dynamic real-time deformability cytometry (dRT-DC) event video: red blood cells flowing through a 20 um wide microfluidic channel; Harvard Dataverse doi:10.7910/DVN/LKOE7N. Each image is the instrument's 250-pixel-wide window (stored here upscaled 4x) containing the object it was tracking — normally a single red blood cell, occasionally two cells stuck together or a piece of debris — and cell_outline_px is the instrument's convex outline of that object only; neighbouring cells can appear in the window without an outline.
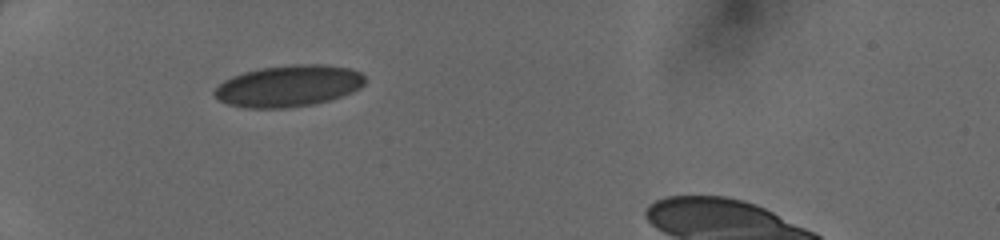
{"species": "human", "species_latin": "Homo sapiens", "temperature_condition": "cold", "stored_images_in_passage": 32, "camera_frame_rate_fps": 3000, "um_per_image_px": 0.085, "donor": {"sex": "female"}, "frame": {"image": 1, "passage_image": 1, "time_ms": 0.0, "image_size_px": [1000, 240], "cell_outline_px": [[364, 84], [360, 88], [352, 92], [328, 100], [312, 104], [288, 108], [244, 108], [228, 104], [220, 100], [212, 92], [224, 80], [232, 76], [244, 72], [260, 68], [292, 64], [324, 64], [352, 68], [360, 72], [364, 76]], "centroid_in_image_um": [24.53, 7.3], "position_along_channel_um": 60.5, "area_um2": 36.47}}
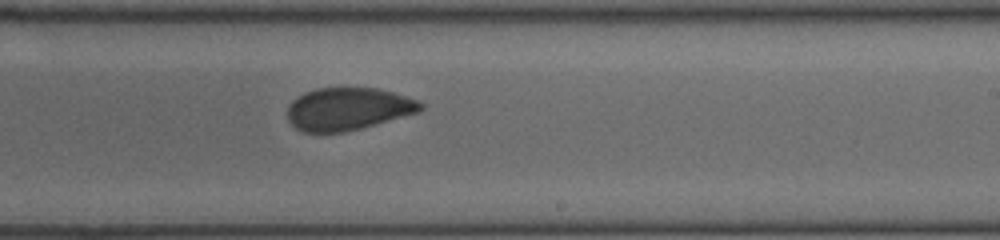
{"frame": {"image": 2, "passage_image": 16, "time_ms": 5.0, "image_size_px": [1000, 240], "cell_outline_px": [[424, 108], [416, 112], [360, 128], [344, 132], [300, 132], [288, 120], [288, 104], [296, 96], [304, 92], [316, 88], [376, 88], [392, 92], [416, 100], [424, 104]], "centroid_in_image_um": [29.51, 9.25], "position_along_channel_um": 259.5, "area_um2": 32.71}}
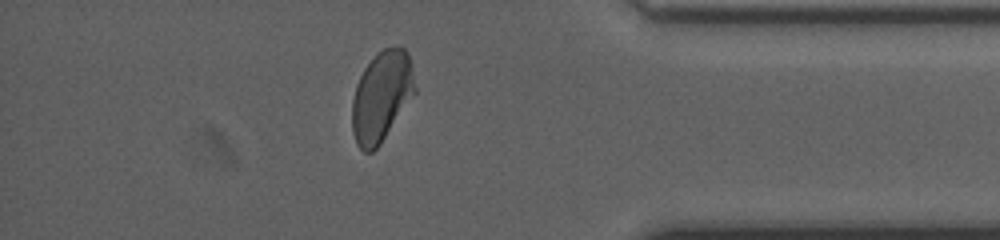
{"frame": {"image": 3, "passage_image": 27, "time_ms": 8.667, "image_size_px": [1000, 240], "cell_outline_px": [[416, 92], [380, 144], [372, 152], [364, 152], [356, 144], [352, 132], [352, 100], [356, 84], [364, 68], [384, 48], [404, 48], [408, 52], [416, 88]], "centroid_in_image_um": [32.42, 8.23], "position_along_channel_um": 402.8, "area_um2": 32.71}}